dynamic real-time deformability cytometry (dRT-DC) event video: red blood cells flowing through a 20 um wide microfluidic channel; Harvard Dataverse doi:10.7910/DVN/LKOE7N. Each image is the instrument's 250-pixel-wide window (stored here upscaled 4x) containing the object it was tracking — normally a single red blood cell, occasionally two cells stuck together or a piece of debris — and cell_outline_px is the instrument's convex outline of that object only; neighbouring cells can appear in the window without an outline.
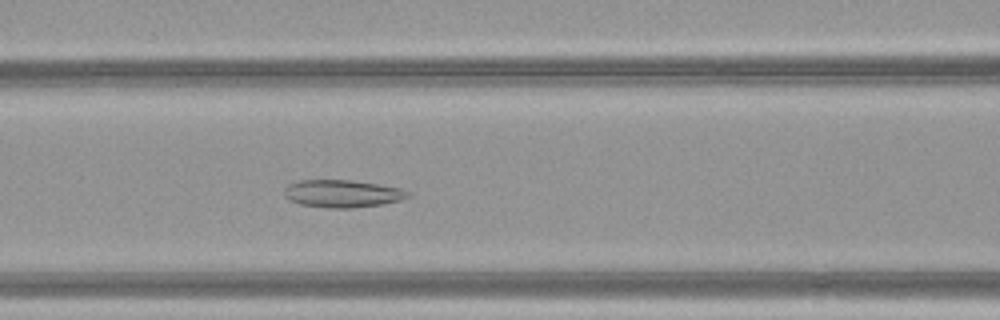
{"species": "common noctule bat (a hibernating species)", "species_latin": "Nyctalus noctula", "temperature_condition": "warm", "stored_images_in_passage": 52, "segment_of_instrument_passage": [1, 2], "camera_frame_rate_fps": 3000, "um_per_image_px": 0.085, "animal": {"sex": "female", "body_mass_g": 21.9}, "frame": {"image": 1, "passage_image": 23, "time_ms": 7.333, "image_size_px": [1000, 320], "cell_outline_px": [[412, 196], [400, 200], [380, 204], [352, 208], [328, 208], [300, 204], [288, 200], [284, 196], [284, 188], [288, 184], [300, 180], [352, 180], [400, 188], [408, 192]], "centroid_in_image_um": [29.06, 16.46], "position_along_channel_um": 137.5, "area_um2": 19.83}}
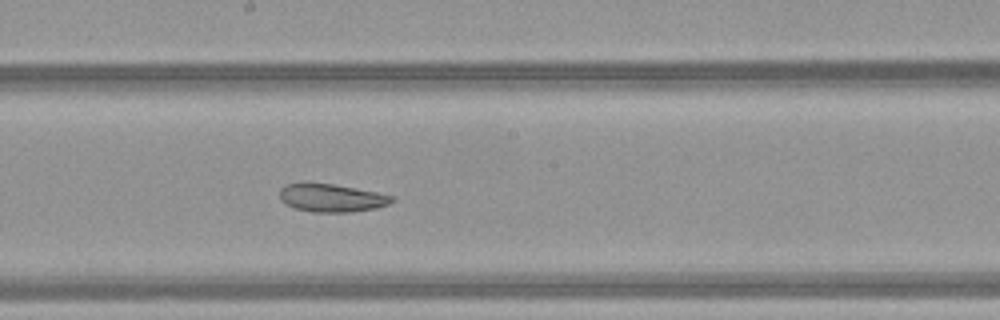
{"frame": {"image": 2, "passage_image": 29, "time_ms": 9.333, "image_size_px": [1000, 320], "cell_outline_px": [[396, 200], [388, 204], [376, 208], [352, 212], [312, 212], [296, 208], [284, 204], [280, 200], [280, 188], [284, 184], [332, 184], [376, 192], [396, 196]], "centroid_in_image_um": [28.21, 16.84], "position_along_channel_um": 220.0, "area_um2": 18.21}}
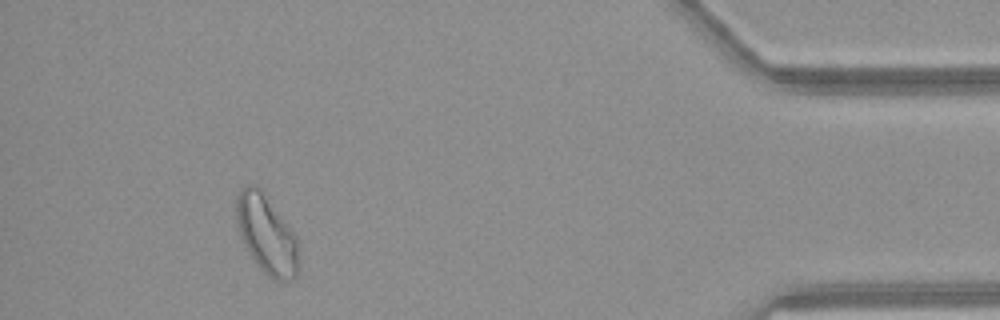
{"frame": {"image": 3, "passage_image": 47, "time_ms": 15.333, "image_size_px": [1000, 320], "cell_outline_px": [[300, 264], [296, 276], [292, 280], [276, 280], [264, 272], [260, 268], [244, 244], [240, 236], [236, 220], [236, 196], [240, 188], [244, 184], [256, 184], [264, 192], [288, 224], [296, 236], [300, 248]], "centroid_in_image_um": [22.68, 19.89], "position_along_channel_um": 412.5, "area_um2": 28.96}}